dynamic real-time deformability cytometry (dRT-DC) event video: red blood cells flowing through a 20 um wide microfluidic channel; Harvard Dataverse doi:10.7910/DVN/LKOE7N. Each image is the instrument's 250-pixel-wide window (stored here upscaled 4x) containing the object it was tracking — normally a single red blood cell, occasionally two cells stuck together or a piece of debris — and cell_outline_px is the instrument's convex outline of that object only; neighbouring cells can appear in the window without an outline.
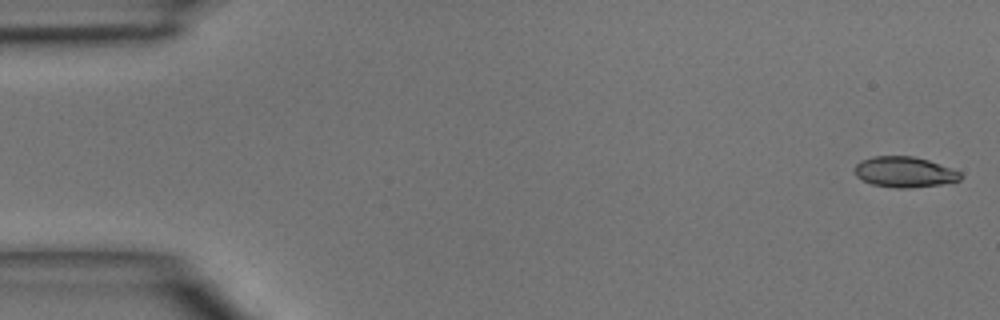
{"species": "common noctule bat (a hibernating species)", "species_latin": "Nyctalus noctula", "temperature_condition": "room temperature", "stored_images_in_passage": 4, "camera_frame_rate_fps": 3000, "um_per_image_px": 0.085, "animal": {"sex": "male", "body_mass_g": 15.6}, "frame": {"image": 1, "passage_image": 1, "time_ms": 0.0, "image_size_px": [1000, 320], "cell_outline_px": [[964, 176], [960, 180], [940, 184], [908, 188], [896, 188], [872, 184], [856, 176], [856, 164], [860, 160], [872, 156], [912, 156], [928, 160], [960, 172]], "centroid_in_image_um": [76.87, 14.61], "position_along_channel_um": 8.1, "area_um2": 18.67}}